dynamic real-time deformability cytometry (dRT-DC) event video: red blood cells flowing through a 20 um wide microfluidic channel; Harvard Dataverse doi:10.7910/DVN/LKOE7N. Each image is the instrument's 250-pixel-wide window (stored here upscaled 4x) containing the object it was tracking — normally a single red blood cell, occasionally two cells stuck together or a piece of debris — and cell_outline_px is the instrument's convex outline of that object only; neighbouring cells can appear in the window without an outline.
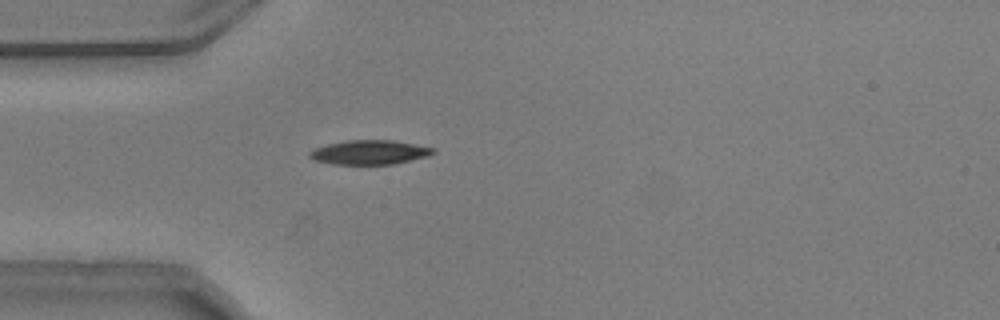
{"species": "common noctule bat (a hibernating species)", "species_latin": "Nyctalus noctula", "temperature_condition": "warm", "stored_images_in_passage": 40, "camera_frame_rate_fps": 3000, "um_per_image_px": 0.085, "animal": {"sex": "male", "body_mass_g": 20.5, "forearm_length_mm": 52.5}, "frame": {"image": 1, "passage_image": 1, "time_ms": 0.0, "image_size_px": [1000, 320], "cell_outline_px": [[436, 152], [428, 156], [392, 164], [332, 164], [316, 160], [308, 156], [308, 152], [316, 148], [328, 144], [348, 140], [392, 140], [436, 148]], "centroid_in_image_um": [31.43, 12.94], "position_along_channel_um": 53.6, "area_um2": 17.34}}
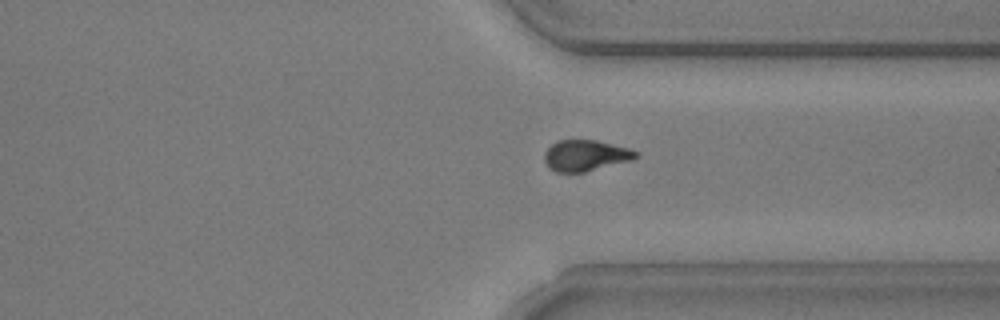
{"frame": {"image": 2, "passage_image": 26, "time_ms": 8.333, "image_size_px": [1000, 320], "cell_outline_px": [[640, 156], [632, 160], [584, 172], [556, 172], [548, 168], [544, 160], [544, 152], [556, 140], [596, 140], [628, 148], [640, 152]], "centroid_in_image_um": [49.77, 13.22], "position_along_channel_um": 361.6, "area_um2": 16.65}}
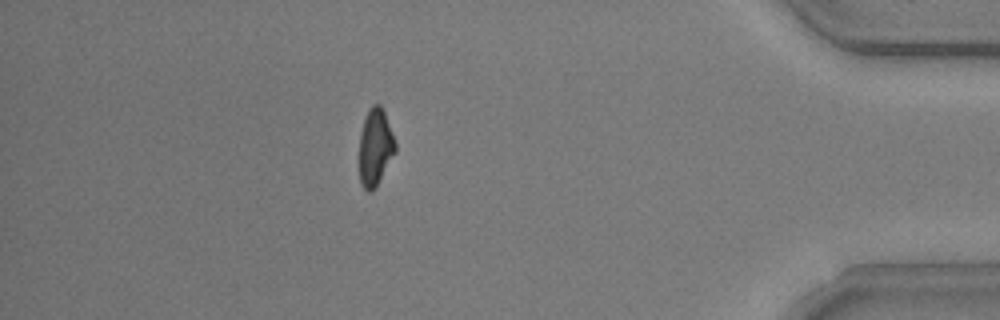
{"frame": {"image": 3, "passage_image": 33, "time_ms": 10.667, "image_size_px": [1000, 320], "cell_outline_px": [[396, 152], [376, 188], [372, 192], [368, 192], [360, 184], [360, 132], [364, 116], [368, 108], [372, 104], [380, 104], [384, 112], [396, 144]], "centroid_in_image_um": [31.89, 12.53], "position_along_channel_um": 403.3, "area_um2": 16.36}, "authors_computed_cell_mechanics": {"area_um2": 17.0221, "velocity_mm_per_s": 3.7513, "shape_relaxation_time_tau1_ms": 2.8965, "shape_relaxation_time_tau2_ms": 4.2624, "deformation_change_tau1": 0.1544, "deformation_change_tau2": 0.0929}}